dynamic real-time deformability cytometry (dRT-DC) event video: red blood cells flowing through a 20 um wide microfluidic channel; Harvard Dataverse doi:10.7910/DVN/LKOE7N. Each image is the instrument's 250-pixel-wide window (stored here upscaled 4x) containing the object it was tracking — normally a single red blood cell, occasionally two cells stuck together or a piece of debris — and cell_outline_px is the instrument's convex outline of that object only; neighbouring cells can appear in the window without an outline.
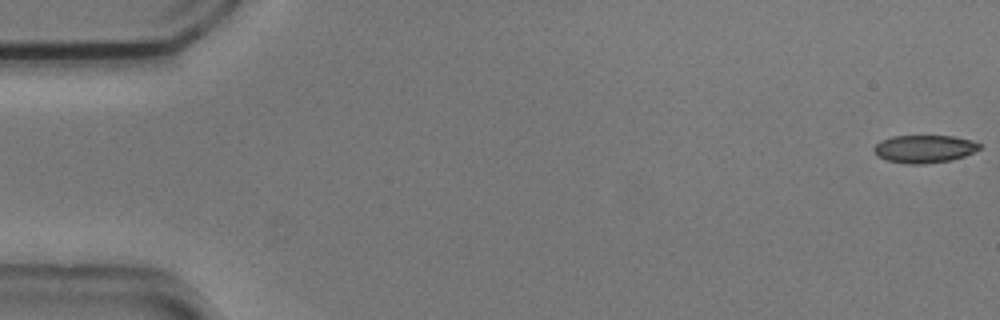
{"species": "common noctule bat (a hibernating species)", "species_latin": "Nyctalus noctula", "temperature_condition": "cold", "stored_images_in_passage": 54, "camera_frame_rate_fps": 3000, "um_per_image_px": 0.085, "animal": {"sex": "male", "body_mass_g": 20.5, "forearm_length_mm": 52.5}, "frame": {"image": 1, "passage_image": 1, "time_ms": 0.0, "image_size_px": [1000, 320], "cell_outline_px": [[980, 148], [964, 156], [952, 160], [924, 164], [908, 164], [888, 160], [876, 156], [872, 148], [880, 140], [892, 136], [952, 136], [972, 140], [980, 144]], "centroid_in_image_um": [78.53, 12.65], "position_along_channel_um": 6.5, "area_um2": 17.11}}
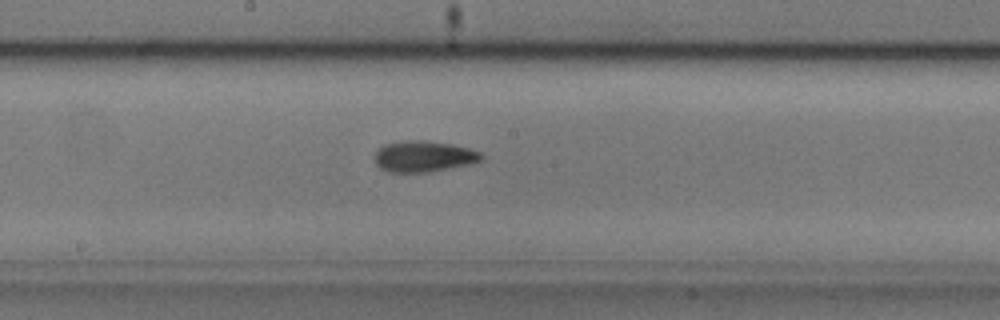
{"frame": {"image": 2, "passage_image": 29, "time_ms": 9.333, "image_size_px": [1000, 320], "cell_outline_px": [[484, 156], [480, 160], [468, 164], [428, 172], [388, 172], [380, 168], [376, 164], [376, 152], [384, 144], [404, 140], [424, 140], [452, 144], [468, 148], [480, 152]], "centroid_in_image_um": [36.0, 13.28], "position_along_channel_um": 212.2, "area_um2": 19.13}}
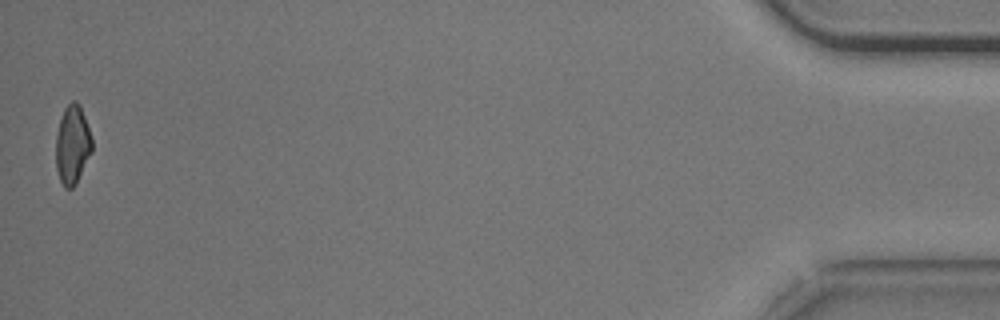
{"frame": {"image": 3, "passage_image": 54, "time_ms": 17.667, "image_size_px": [1000, 320], "cell_outline_px": [[92, 152], [76, 184], [72, 188], [64, 188], [60, 180], [56, 168], [56, 136], [60, 120], [64, 108], [72, 100], [76, 100], [80, 104], [92, 140]], "centroid_in_image_um": [6.15, 12.31], "position_along_channel_um": 429.0, "area_um2": 16.59}, "authors_computed_cell_mechanics": {"area_um2": 18.0336, "velocity_mm_per_s": 3.7373, "shape_relaxation_time_tau1_ms": 3.529, "shape_relaxation_time_tau2_ms": 3.8862, "deformation_change_tau1": 0.1248, "deformation_change_tau2": 0.1189}}